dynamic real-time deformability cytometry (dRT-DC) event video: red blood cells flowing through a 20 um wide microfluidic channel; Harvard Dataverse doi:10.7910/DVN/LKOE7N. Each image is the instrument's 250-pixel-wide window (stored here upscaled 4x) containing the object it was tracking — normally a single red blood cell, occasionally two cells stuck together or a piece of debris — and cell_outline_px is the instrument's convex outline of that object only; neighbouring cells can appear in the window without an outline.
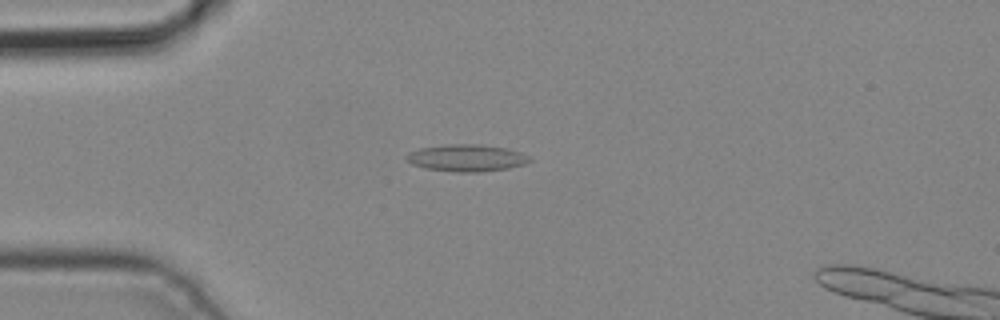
{"species": "common noctule bat (a hibernating species)", "species_latin": "Nyctalus noctula", "temperature_condition": "cold", "stored_images_in_passage": 4, "camera_frame_rate_fps": 3000, "um_per_image_px": 0.085, "animal": {"sex": "male", "body_mass_g": 19.2, "forearm_length_mm": 51.8}, "frame": {"image": 1, "passage_image": 4, "time_ms": 1.0, "image_size_px": [1000, 320], "cell_outline_px": [[532, 160], [524, 164], [508, 168], [480, 172], [456, 172], [424, 168], [412, 164], [404, 160], [404, 156], [408, 152], [420, 148], [444, 144], [480, 144], [508, 148], [520, 152], [528, 156]], "centroid_in_image_um": [39.61, 13.42], "position_along_channel_um": 45.4, "area_um2": 19.59}}